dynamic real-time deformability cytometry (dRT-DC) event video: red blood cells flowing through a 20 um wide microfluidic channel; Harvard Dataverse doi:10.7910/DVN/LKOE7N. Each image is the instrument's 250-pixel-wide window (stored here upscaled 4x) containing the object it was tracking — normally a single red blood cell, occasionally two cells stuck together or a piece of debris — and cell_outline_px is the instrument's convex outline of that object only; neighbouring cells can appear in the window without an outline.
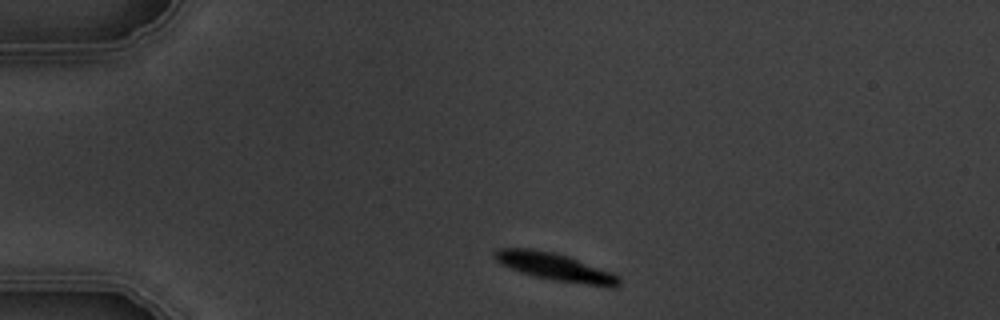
{"species": "common noctule bat (a hibernating species)", "species_latin": "Nyctalus noctula", "temperature_condition": "warm", "stored_images_in_passage": 2, "camera_frame_rate_fps": 3000, "um_per_image_px": 0.085, "animal": {"sex": "male", "body_mass_g": 19.5, "forearm_length_mm": 54.6}, "frame": {"image": 1, "passage_image": 1, "time_ms": 0.0, "image_size_px": [1000, 320], "cell_outline_px": [[620, 284], [616, 288], [608, 288], [552, 280], [520, 272], [500, 264], [492, 256], [492, 252], [496, 248], [532, 248], [552, 252], [568, 256], [612, 272], [620, 276]], "centroid_in_image_um": [47.2, 22.7], "position_along_channel_um": 37.8, "area_um2": 20.4}}